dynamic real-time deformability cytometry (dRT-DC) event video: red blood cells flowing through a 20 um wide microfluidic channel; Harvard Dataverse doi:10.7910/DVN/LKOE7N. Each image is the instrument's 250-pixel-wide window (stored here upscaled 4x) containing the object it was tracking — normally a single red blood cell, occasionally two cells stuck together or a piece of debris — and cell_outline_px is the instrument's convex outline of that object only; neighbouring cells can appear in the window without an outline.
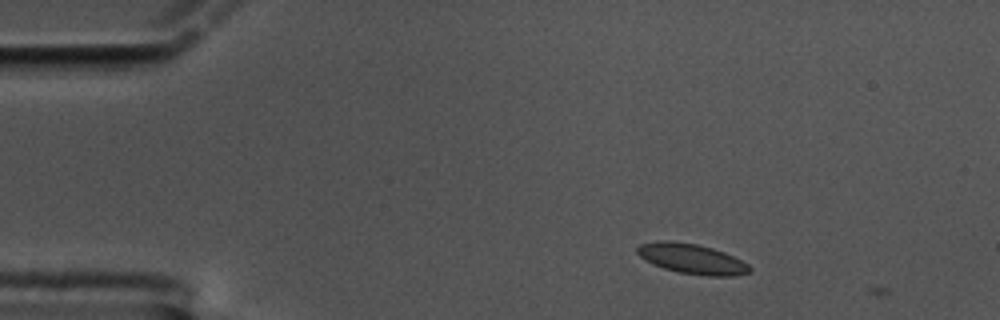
{"species": "common noctule bat (a hibernating species)", "species_latin": "Nyctalus noctula", "temperature_condition": "cold", "stored_images_in_passage": 2, "camera_frame_rate_fps": 3000, "um_per_image_px": 0.085, "animal": {"sex": "male", "body_mass_g": 17.5, "forearm_length_mm": 52.3}, "frame": {"image": 1, "passage_image": 1, "time_ms": 0.0, "image_size_px": [1000, 320], "cell_outline_px": [[752, 272], [732, 276], [708, 276], [680, 272], [664, 268], [652, 264], [640, 256], [636, 252], [636, 248], [640, 244], [660, 240], [668, 240], [696, 244], [712, 248], [724, 252], [748, 264], [752, 268]], "centroid_in_image_um": [58.81, 22.0], "position_along_channel_um": 26.2, "area_um2": 19.59}}